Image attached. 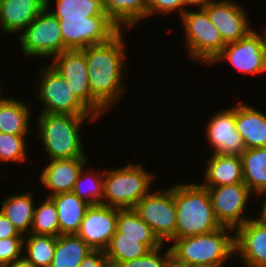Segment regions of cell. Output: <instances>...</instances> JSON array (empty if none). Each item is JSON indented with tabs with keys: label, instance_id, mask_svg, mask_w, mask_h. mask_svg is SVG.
I'll list each match as a JSON object with an SVG mask.
<instances>
[{
	"label": "cell",
	"instance_id": "6da1fadb",
	"mask_svg": "<svg viewBox=\"0 0 266 267\" xmlns=\"http://www.w3.org/2000/svg\"><path fill=\"white\" fill-rule=\"evenodd\" d=\"M126 32L120 30L108 42L84 48L91 95L109 112L127 91L124 85L129 75Z\"/></svg>",
	"mask_w": 266,
	"mask_h": 267
},
{
	"label": "cell",
	"instance_id": "7a4b0ae2",
	"mask_svg": "<svg viewBox=\"0 0 266 267\" xmlns=\"http://www.w3.org/2000/svg\"><path fill=\"white\" fill-rule=\"evenodd\" d=\"M38 115L35 121L36 140L43 146L41 148L48 156L46 160L90 158L85 153L81 128L86 122H97L98 117L50 113Z\"/></svg>",
	"mask_w": 266,
	"mask_h": 267
},
{
	"label": "cell",
	"instance_id": "3957f363",
	"mask_svg": "<svg viewBox=\"0 0 266 267\" xmlns=\"http://www.w3.org/2000/svg\"><path fill=\"white\" fill-rule=\"evenodd\" d=\"M176 206L175 239L212 232L221 227L217 221L209 191L199 182H174Z\"/></svg>",
	"mask_w": 266,
	"mask_h": 267
},
{
	"label": "cell",
	"instance_id": "277c9868",
	"mask_svg": "<svg viewBox=\"0 0 266 267\" xmlns=\"http://www.w3.org/2000/svg\"><path fill=\"white\" fill-rule=\"evenodd\" d=\"M140 163L104 169L102 204L117 209L133 208L153 190L156 173Z\"/></svg>",
	"mask_w": 266,
	"mask_h": 267
},
{
	"label": "cell",
	"instance_id": "5b68a950",
	"mask_svg": "<svg viewBox=\"0 0 266 267\" xmlns=\"http://www.w3.org/2000/svg\"><path fill=\"white\" fill-rule=\"evenodd\" d=\"M169 247L180 260L209 267H224L236 256L235 230L221 226L206 234L175 239Z\"/></svg>",
	"mask_w": 266,
	"mask_h": 267
},
{
	"label": "cell",
	"instance_id": "8992f818",
	"mask_svg": "<svg viewBox=\"0 0 266 267\" xmlns=\"http://www.w3.org/2000/svg\"><path fill=\"white\" fill-rule=\"evenodd\" d=\"M188 8L179 18L183 30V47L188 59L198 64L209 65L226 45L217 27L210 21L202 6Z\"/></svg>",
	"mask_w": 266,
	"mask_h": 267
},
{
	"label": "cell",
	"instance_id": "52a82bcc",
	"mask_svg": "<svg viewBox=\"0 0 266 267\" xmlns=\"http://www.w3.org/2000/svg\"><path fill=\"white\" fill-rule=\"evenodd\" d=\"M34 97L43 107L40 114L95 116L72 92L66 80L48 63L37 70ZM36 87V88H35Z\"/></svg>",
	"mask_w": 266,
	"mask_h": 267
},
{
	"label": "cell",
	"instance_id": "ba28073f",
	"mask_svg": "<svg viewBox=\"0 0 266 267\" xmlns=\"http://www.w3.org/2000/svg\"><path fill=\"white\" fill-rule=\"evenodd\" d=\"M18 44L23 55L31 60H51L64 52L62 32L58 19L44 9L19 35ZM31 57V58H30ZM48 59V60H46Z\"/></svg>",
	"mask_w": 266,
	"mask_h": 267
},
{
	"label": "cell",
	"instance_id": "9c48e42d",
	"mask_svg": "<svg viewBox=\"0 0 266 267\" xmlns=\"http://www.w3.org/2000/svg\"><path fill=\"white\" fill-rule=\"evenodd\" d=\"M133 210L152 229L162 244H171L175 240L176 206L173 185L161 191L156 188L153 192L151 190Z\"/></svg>",
	"mask_w": 266,
	"mask_h": 267
},
{
	"label": "cell",
	"instance_id": "30bf717a",
	"mask_svg": "<svg viewBox=\"0 0 266 267\" xmlns=\"http://www.w3.org/2000/svg\"><path fill=\"white\" fill-rule=\"evenodd\" d=\"M49 63L71 87L73 94L96 116L102 118L107 110L91 95L84 49L66 50Z\"/></svg>",
	"mask_w": 266,
	"mask_h": 267
},
{
	"label": "cell",
	"instance_id": "8fae6325",
	"mask_svg": "<svg viewBox=\"0 0 266 267\" xmlns=\"http://www.w3.org/2000/svg\"><path fill=\"white\" fill-rule=\"evenodd\" d=\"M64 51L84 49L108 42L120 29L108 16H91L84 19H58Z\"/></svg>",
	"mask_w": 266,
	"mask_h": 267
},
{
	"label": "cell",
	"instance_id": "7c38bea8",
	"mask_svg": "<svg viewBox=\"0 0 266 267\" xmlns=\"http://www.w3.org/2000/svg\"><path fill=\"white\" fill-rule=\"evenodd\" d=\"M206 188L211 197L215 217L221 226L236 230L247 220L253 218L247 214L246 210L249 211V209L246 207L250 205V200H253L255 195L244 183Z\"/></svg>",
	"mask_w": 266,
	"mask_h": 267
},
{
	"label": "cell",
	"instance_id": "4fadbf2b",
	"mask_svg": "<svg viewBox=\"0 0 266 267\" xmlns=\"http://www.w3.org/2000/svg\"><path fill=\"white\" fill-rule=\"evenodd\" d=\"M257 29L250 31L239 41L226 44L209 66L230 63L238 72L256 76L266 73V55Z\"/></svg>",
	"mask_w": 266,
	"mask_h": 267
},
{
	"label": "cell",
	"instance_id": "5bb4252c",
	"mask_svg": "<svg viewBox=\"0 0 266 267\" xmlns=\"http://www.w3.org/2000/svg\"><path fill=\"white\" fill-rule=\"evenodd\" d=\"M209 117L204 134L207 146L212 149L210 153L241 156L246 148L235 126V104L223 110L221 108Z\"/></svg>",
	"mask_w": 266,
	"mask_h": 267
},
{
	"label": "cell",
	"instance_id": "9a60e30c",
	"mask_svg": "<svg viewBox=\"0 0 266 267\" xmlns=\"http://www.w3.org/2000/svg\"><path fill=\"white\" fill-rule=\"evenodd\" d=\"M243 6L237 0H214L202 6L225 44L239 41L253 30L249 12Z\"/></svg>",
	"mask_w": 266,
	"mask_h": 267
},
{
	"label": "cell",
	"instance_id": "2e32d148",
	"mask_svg": "<svg viewBox=\"0 0 266 267\" xmlns=\"http://www.w3.org/2000/svg\"><path fill=\"white\" fill-rule=\"evenodd\" d=\"M118 209L103 204L90 205L77 235L93 250H106L117 231Z\"/></svg>",
	"mask_w": 266,
	"mask_h": 267
},
{
	"label": "cell",
	"instance_id": "e0dca14e",
	"mask_svg": "<svg viewBox=\"0 0 266 267\" xmlns=\"http://www.w3.org/2000/svg\"><path fill=\"white\" fill-rule=\"evenodd\" d=\"M254 216L235 230V260L243 267H266V223Z\"/></svg>",
	"mask_w": 266,
	"mask_h": 267
},
{
	"label": "cell",
	"instance_id": "ac0fdd59",
	"mask_svg": "<svg viewBox=\"0 0 266 267\" xmlns=\"http://www.w3.org/2000/svg\"><path fill=\"white\" fill-rule=\"evenodd\" d=\"M90 158L49 160L38 174V182L46 190V197L72 192L83 167ZM48 191V193H47Z\"/></svg>",
	"mask_w": 266,
	"mask_h": 267
},
{
	"label": "cell",
	"instance_id": "d6986e66",
	"mask_svg": "<svg viewBox=\"0 0 266 267\" xmlns=\"http://www.w3.org/2000/svg\"><path fill=\"white\" fill-rule=\"evenodd\" d=\"M45 8L46 0H0V31L19 35Z\"/></svg>",
	"mask_w": 266,
	"mask_h": 267
},
{
	"label": "cell",
	"instance_id": "ffe728a7",
	"mask_svg": "<svg viewBox=\"0 0 266 267\" xmlns=\"http://www.w3.org/2000/svg\"><path fill=\"white\" fill-rule=\"evenodd\" d=\"M235 126L246 149L266 147V112L240 100L235 103Z\"/></svg>",
	"mask_w": 266,
	"mask_h": 267
},
{
	"label": "cell",
	"instance_id": "44dd1931",
	"mask_svg": "<svg viewBox=\"0 0 266 267\" xmlns=\"http://www.w3.org/2000/svg\"><path fill=\"white\" fill-rule=\"evenodd\" d=\"M207 158V165H204L205 169L202 170L203 182H199L202 186L217 187L244 183L241 156L209 153Z\"/></svg>",
	"mask_w": 266,
	"mask_h": 267
},
{
	"label": "cell",
	"instance_id": "7402d4cb",
	"mask_svg": "<svg viewBox=\"0 0 266 267\" xmlns=\"http://www.w3.org/2000/svg\"><path fill=\"white\" fill-rule=\"evenodd\" d=\"M26 101L7 97L0 101V132L16 135L29 136L33 130L31 127L32 108ZM31 129V130H30Z\"/></svg>",
	"mask_w": 266,
	"mask_h": 267
},
{
	"label": "cell",
	"instance_id": "603a6c76",
	"mask_svg": "<svg viewBox=\"0 0 266 267\" xmlns=\"http://www.w3.org/2000/svg\"><path fill=\"white\" fill-rule=\"evenodd\" d=\"M14 187V193L0 202V210L21 234L26 235L30 233L33 222L34 209L37 201L35 200L37 198L34 197L35 193L33 190L36 188H33L31 191L21 192V189L17 191V187Z\"/></svg>",
	"mask_w": 266,
	"mask_h": 267
},
{
	"label": "cell",
	"instance_id": "cb8c5ba5",
	"mask_svg": "<svg viewBox=\"0 0 266 267\" xmlns=\"http://www.w3.org/2000/svg\"><path fill=\"white\" fill-rule=\"evenodd\" d=\"M162 243L158 239L120 238L117 230L105 250L110 267H117L121 262L141 258Z\"/></svg>",
	"mask_w": 266,
	"mask_h": 267
},
{
	"label": "cell",
	"instance_id": "d4e9b609",
	"mask_svg": "<svg viewBox=\"0 0 266 267\" xmlns=\"http://www.w3.org/2000/svg\"><path fill=\"white\" fill-rule=\"evenodd\" d=\"M50 198L57 208L60 235L77 234L90 204L73 192L58 193Z\"/></svg>",
	"mask_w": 266,
	"mask_h": 267
},
{
	"label": "cell",
	"instance_id": "484cf974",
	"mask_svg": "<svg viewBox=\"0 0 266 267\" xmlns=\"http://www.w3.org/2000/svg\"><path fill=\"white\" fill-rule=\"evenodd\" d=\"M107 16L120 30L134 28L148 18V0H102Z\"/></svg>",
	"mask_w": 266,
	"mask_h": 267
},
{
	"label": "cell",
	"instance_id": "4316f807",
	"mask_svg": "<svg viewBox=\"0 0 266 267\" xmlns=\"http://www.w3.org/2000/svg\"><path fill=\"white\" fill-rule=\"evenodd\" d=\"M92 250L77 234L59 235L50 267H79Z\"/></svg>",
	"mask_w": 266,
	"mask_h": 267
},
{
	"label": "cell",
	"instance_id": "83f0119b",
	"mask_svg": "<svg viewBox=\"0 0 266 267\" xmlns=\"http://www.w3.org/2000/svg\"><path fill=\"white\" fill-rule=\"evenodd\" d=\"M243 182L256 195L266 189V147L245 149L241 155Z\"/></svg>",
	"mask_w": 266,
	"mask_h": 267
},
{
	"label": "cell",
	"instance_id": "f1b7e54d",
	"mask_svg": "<svg viewBox=\"0 0 266 267\" xmlns=\"http://www.w3.org/2000/svg\"><path fill=\"white\" fill-rule=\"evenodd\" d=\"M52 1L46 0V9L57 19H84L91 16H107L102 0H55V5ZM54 6L56 7L53 8Z\"/></svg>",
	"mask_w": 266,
	"mask_h": 267
},
{
	"label": "cell",
	"instance_id": "f546056e",
	"mask_svg": "<svg viewBox=\"0 0 266 267\" xmlns=\"http://www.w3.org/2000/svg\"><path fill=\"white\" fill-rule=\"evenodd\" d=\"M87 165L81 170L72 192L90 205L102 204L104 169Z\"/></svg>",
	"mask_w": 266,
	"mask_h": 267
},
{
	"label": "cell",
	"instance_id": "4dcf8cb0",
	"mask_svg": "<svg viewBox=\"0 0 266 267\" xmlns=\"http://www.w3.org/2000/svg\"><path fill=\"white\" fill-rule=\"evenodd\" d=\"M55 246V236L29 233L24 235L23 256L36 267H50Z\"/></svg>",
	"mask_w": 266,
	"mask_h": 267
},
{
	"label": "cell",
	"instance_id": "1f68e13d",
	"mask_svg": "<svg viewBox=\"0 0 266 267\" xmlns=\"http://www.w3.org/2000/svg\"><path fill=\"white\" fill-rule=\"evenodd\" d=\"M42 200L35 205L30 233L58 237L60 228L56 205L50 197L45 196Z\"/></svg>",
	"mask_w": 266,
	"mask_h": 267
},
{
	"label": "cell",
	"instance_id": "d6a6232c",
	"mask_svg": "<svg viewBox=\"0 0 266 267\" xmlns=\"http://www.w3.org/2000/svg\"><path fill=\"white\" fill-rule=\"evenodd\" d=\"M117 230L120 232V238L158 239L133 208L118 209Z\"/></svg>",
	"mask_w": 266,
	"mask_h": 267
},
{
	"label": "cell",
	"instance_id": "836d02e7",
	"mask_svg": "<svg viewBox=\"0 0 266 267\" xmlns=\"http://www.w3.org/2000/svg\"><path fill=\"white\" fill-rule=\"evenodd\" d=\"M28 136L9 135L0 132V163L23 164L28 161ZM28 148V149H27Z\"/></svg>",
	"mask_w": 266,
	"mask_h": 267
},
{
	"label": "cell",
	"instance_id": "e575fe53",
	"mask_svg": "<svg viewBox=\"0 0 266 267\" xmlns=\"http://www.w3.org/2000/svg\"><path fill=\"white\" fill-rule=\"evenodd\" d=\"M165 245L162 244L160 247L152 249L141 258L121 262L117 267H168L171 249ZM162 249L165 250L162 251Z\"/></svg>",
	"mask_w": 266,
	"mask_h": 267
},
{
	"label": "cell",
	"instance_id": "d590c367",
	"mask_svg": "<svg viewBox=\"0 0 266 267\" xmlns=\"http://www.w3.org/2000/svg\"><path fill=\"white\" fill-rule=\"evenodd\" d=\"M191 8L188 6L185 0H148V18L153 16L167 17L166 15H171L172 13L179 15V18L182 14L188 9Z\"/></svg>",
	"mask_w": 266,
	"mask_h": 267
},
{
	"label": "cell",
	"instance_id": "8d00e7d4",
	"mask_svg": "<svg viewBox=\"0 0 266 267\" xmlns=\"http://www.w3.org/2000/svg\"><path fill=\"white\" fill-rule=\"evenodd\" d=\"M24 237L0 239V267H6L23 256Z\"/></svg>",
	"mask_w": 266,
	"mask_h": 267
},
{
	"label": "cell",
	"instance_id": "74e56055",
	"mask_svg": "<svg viewBox=\"0 0 266 267\" xmlns=\"http://www.w3.org/2000/svg\"><path fill=\"white\" fill-rule=\"evenodd\" d=\"M79 267H110L104 250H92Z\"/></svg>",
	"mask_w": 266,
	"mask_h": 267
},
{
	"label": "cell",
	"instance_id": "f35d334b",
	"mask_svg": "<svg viewBox=\"0 0 266 267\" xmlns=\"http://www.w3.org/2000/svg\"><path fill=\"white\" fill-rule=\"evenodd\" d=\"M10 237H24V235L18 231L0 210V239Z\"/></svg>",
	"mask_w": 266,
	"mask_h": 267
},
{
	"label": "cell",
	"instance_id": "ab89813d",
	"mask_svg": "<svg viewBox=\"0 0 266 267\" xmlns=\"http://www.w3.org/2000/svg\"><path fill=\"white\" fill-rule=\"evenodd\" d=\"M168 267H209V266L180 260L171 252L168 260Z\"/></svg>",
	"mask_w": 266,
	"mask_h": 267
},
{
	"label": "cell",
	"instance_id": "60d3db41",
	"mask_svg": "<svg viewBox=\"0 0 266 267\" xmlns=\"http://www.w3.org/2000/svg\"><path fill=\"white\" fill-rule=\"evenodd\" d=\"M255 196L256 197H254V199H256L258 197H260L261 199H263L262 200V203L260 202L259 207L257 205V208H260V207H262V208L260 210L261 212L258 211L259 214H257L255 218L258 221H261V222L266 223V189L265 190H262V191H259Z\"/></svg>",
	"mask_w": 266,
	"mask_h": 267
},
{
	"label": "cell",
	"instance_id": "b9f144b4",
	"mask_svg": "<svg viewBox=\"0 0 266 267\" xmlns=\"http://www.w3.org/2000/svg\"><path fill=\"white\" fill-rule=\"evenodd\" d=\"M6 267H36L32 262L28 261L24 256L16 259L13 263H10Z\"/></svg>",
	"mask_w": 266,
	"mask_h": 267
},
{
	"label": "cell",
	"instance_id": "7bdbcfd3",
	"mask_svg": "<svg viewBox=\"0 0 266 267\" xmlns=\"http://www.w3.org/2000/svg\"><path fill=\"white\" fill-rule=\"evenodd\" d=\"M190 7H196V6H203L206 4H209L210 2L214 0H185Z\"/></svg>",
	"mask_w": 266,
	"mask_h": 267
},
{
	"label": "cell",
	"instance_id": "ee69618b",
	"mask_svg": "<svg viewBox=\"0 0 266 267\" xmlns=\"http://www.w3.org/2000/svg\"><path fill=\"white\" fill-rule=\"evenodd\" d=\"M258 34L260 35L261 39H262V45H263V49L266 55V29L264 31H262L261 33L259 31H257Z\"/></svg>",
	"mask_w": 266,
	"mask_h": 267
},
{
	"label": "cell",
	"instance_id": "f6af8a7d",
	"mask_svg": "<svg viewBox=\"0 0 266 267\" xmlns=\"http://www.w3.org/2000/svg\"><path fill=\"white\" fill-rule=\"evenodd\" d=\"M4 90L5 89H3L2 85L0 84V101L4 98V96H2V95H4L3 94V92H5Z\"/></svg>",
	"mask_w": 266,
	"mask_h": 267
}]
</instances>
